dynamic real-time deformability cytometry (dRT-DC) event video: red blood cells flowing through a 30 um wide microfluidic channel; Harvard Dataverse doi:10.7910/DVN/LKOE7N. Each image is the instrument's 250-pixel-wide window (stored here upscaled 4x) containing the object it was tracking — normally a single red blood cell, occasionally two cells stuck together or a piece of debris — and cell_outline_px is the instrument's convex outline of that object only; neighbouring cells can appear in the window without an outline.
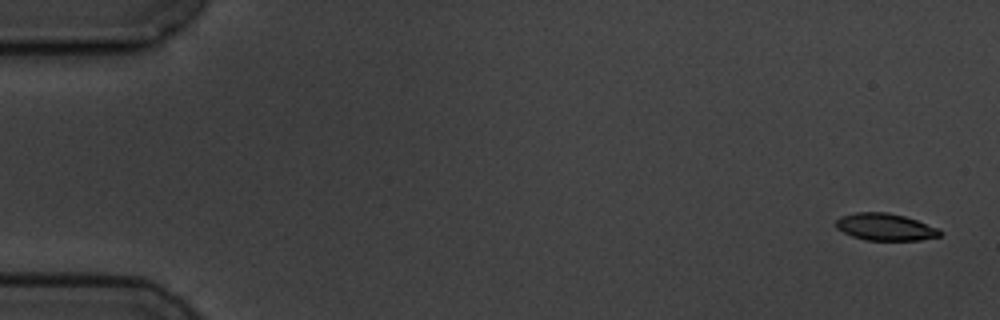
{"species": "common noctule bat (a hibernating species)", "species_latin": "Nyctalus noctula", "temperature_condition": "cold", "stored_images_in_passage": 4, "camera_frame_rate_fps": 3000, "um_per_image_px": 0.085, "animal": {"sex": "male", "body_mass_g": 19.5, "forearm_length_mm": 54.6}, "frame": {"image": 1, "passage_image": 1, "time_ms": 0.0, "image_size_px": [1000, 320], "cell_outline_px": [[944, 232], [940, 236], [920, 240], [864, 240], [852, 236], [836, 228], [836, 220], [840, 216], [856, 212], [884, 212], [904, 216], [940, 228]], "centroid_in_image_um": [75.27, 19.29], "position_along_channel_um": 9.7, "area_um2": 16.47}}
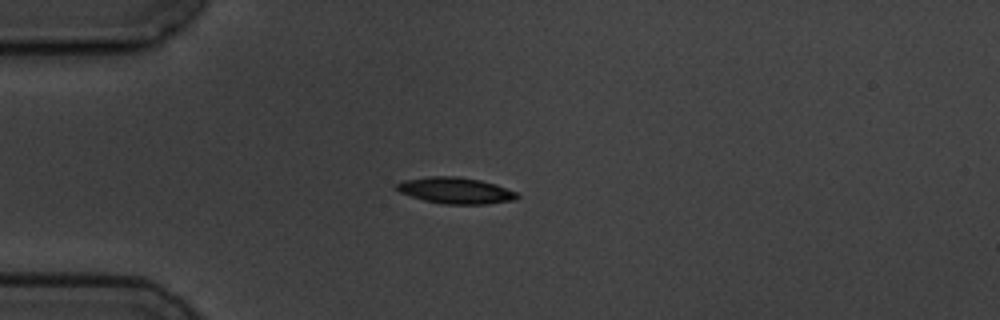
{"frame": {"image": 2, "passage_image": 4, "time_ms": 4.333, "image_size_px": [1000, 320], "cell_outline_px": [[520, 196], [516, 200], [488, 204], [444, 204], [424, 200], [400, 192], [396, 188], [396, 184], [404, 180], [428, 176], [456, 176], [480, 180], [496, 184], [516, 192]], "centroid_in_image_um": [38.76, 16.19], "position_along_channel_um": 46.2, "area_um2": 18.44}}